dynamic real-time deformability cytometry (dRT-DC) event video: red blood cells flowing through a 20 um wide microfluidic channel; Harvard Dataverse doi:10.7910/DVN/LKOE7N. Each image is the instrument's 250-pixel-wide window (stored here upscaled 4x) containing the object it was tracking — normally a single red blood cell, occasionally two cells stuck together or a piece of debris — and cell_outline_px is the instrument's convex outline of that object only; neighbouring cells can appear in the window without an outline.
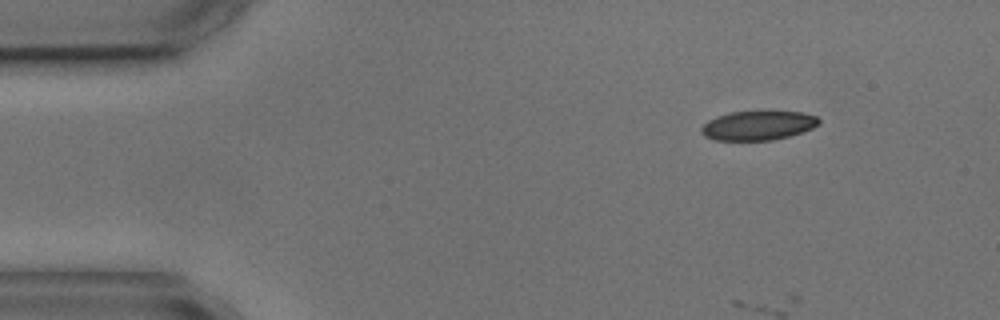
{"species": "common noctule bat (a hibernating species)", "species_latin": "Nyctalus noctula", "temperature_condition": "cold", "stored_images_in_passage": 4, "camera_frame_rate_fps": 3000, "um_per_image_px": 0.085, "animal": {"sex": "male", "body_mass_g": 17.9, "forearm_length_mm": 54.2}, "frame": {"image": 1, "passage_image": 1, "time_ms": 0.0, "image_size_px": [1000, 320], "cell_outline_px": [[820, 124], [812, 128], [788, 136], [772, 140], [716, 140], [704, 136], [700, 132], [700, 128], [708, 120], [716, 116], [732, 112], [804, 112], [816, 116], [820, 120]], "centroid_in_image_um": [64.41, 10.67], "position_along_channel_um": 20.6, "area_um2": 19.88}}